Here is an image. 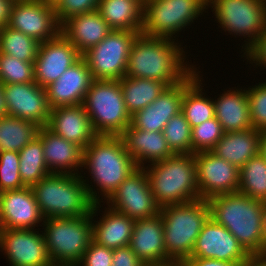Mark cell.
Instances as JSON below:
<instances>
[{
    "label": "cell",
    "mask_w": 266,
    "mask_h": 266,
    "mask_svg": "<svg viewBox=\"0 0 266 266\" xmlns=\"http://www.w3.org/2000/svg\"><path fill=\"white\" fill-rule=\"evenodd\" d=\"M175 40L139 33L131 47L124 76L152 79L167 86L182 82L195 68L184 61L185 51Z\"/></svg>",
    "instance_id": "cell-1"
},
{
    "label": "cell",
    "mask_w": 266,
    "mask_h": 266,
    "mask_svg": "<svg viewBox=\"0 0 266 266\" xmlns=\"http://www.w3.org/2000/svg\"><path fill=\"white\" fill-rule=\"evenodd\" d=\"M83 178L80 174L49 173L31 187L44 219L91 214L98 195Z\"/></svg>",
    "instance_id": "cell-2"
},
{
    "label": "cell",
    "mask_w": 266,
    "mask_h": 266,
    "mask_svg": "<svg viewBox=\"0 0 266 266\" xmlns=\"http://www.w3.org/2000/svg\"><path fill=\"white\" fill-rule=\"evenodd\" d=\"M208 205L210 217L227 228L250 255L266 254L264 201L234 192L215 196Z\"/></svg>",
    "instance_id": "cell-3"
},
{
    "label": "cell",
    "mask_w": 266,
    "mask_h": 266,
    "mask_svg": "<svg viewBox=\"0 0 266 266\" xmlns=\"http://www.w3.org/2000/svg\"><path fill=\"white\" fill-rule=\"evenodd\" d=\"M143 168L159 208L200 199L194 154H174Z\"/></svg>",
    "instance_id": "cell-4"
},
{
    "label": "cell",
    "mask_w": 266,
    "mask_h": 266,
    "mask_svg": "<svg viewBox=\"0 0 266 266\" xmlns=\"http://www.w3.org/2000/svg\"><path fill=\"white\" fill-rule=\"evenodd\" d=\"M83 167L89 170L99 188L98 203H101L99 196L107 201L137 168L120 136H97L83 149Z\"/></svg>",
    "instance_id": "cell-5"
},
{
    "label": "cell",
    "mask_w": 266,
    "mask_h": 266,
    "mask_svg": "<svg viewBox=\"0 0 266 266\" xmlns=\"http://www.w3.org/2000/svg\"><path fill=\"white\" fill-rule=\"evenodd\" d=\"M164 244L167 256L184 263L192 253L195 241L210 218L207 200L198 199L183 204L167 205L160 208Z\"/></svg>",
    "instance_id": "cell-6"
},
{
    "label": "cell",
    "mask_w": 266,
    "mask_h": 266,
    "mask_svg": "<svg viewBox=\"0 0 266 266\" xmlns=\"http://www.w3.org/2000/svg\"><path fill=\"white\" fill-rule=\"evenodd\" d=\"M83 106L98 136H120L131 124L119 80H93Z\"/></svg>",
    "instance_id": "cell-7"
},
{
    "label": "cell",
    "mask_w": 266,
    "mask_h": 266,
    "mask_svg": "<svg viewBox=\"0 0 266 266\" xmlns=\"http://www.w3.org/2000/svg\"><path fill=\"white\" fill-rule=\"evenodd\" d=\"M44 240L53 264H74L93 240L92 215L76 218H47L43 221Z\"/></svg>",
    "instance_id": "cell-8"
},
{
    "label": "cell",
    "mask_w": 266,
    "mask_h": 266,
    "mask_svg": "<svg viewBox=\"0 0 266 266\" xmlns=\"http://www.w3.org/2000/svg\"><path fill=\"white\" fill-rule=\"evenodd\" d=\"M206 7L208 0H146L141 33L174 39V34L191 25Z\"/></svg>",
    "instance_id": "cell-9"
},
{
    "label": "cell",
    "mask_w": 266,
    "mask_h": 266,
    "mask_svg": "<svg viewBox=\"0 0 266 266\" xmlns=\"http://www.w3.org/2000/svg\"><path fill=\"white\" fill-rule=\"evenodd\" d=\"M209 5L225 32L249 38L242 46L244 55L266 29V0H208Z\"/></svg>",
    "instance_id": "cell-10"
},
{
    "label": "cell",
    "mask_w": 266,
    "mask_h": 266,
    "mask_svg": "<svg viewBox=\"0 0 266 266\" xmlns=\"http://www.w3.org/2000/svg\"><path fill=\"white\" fill-rule=\"evenodd\" d=\"M141 32L112 30L99 44L82 54L95 80L124 77L131 47Z\"/></svg>",
    "instance_id": "cell-11"
},
{
    "label": "cell",
    "mask_w": 266,
    "mask_h": 266,
    "mask_svg": "<svg viewBox=\"0 0 266 266\" xmlns=\"http://www.w3.org/2000/svg\"><path fill=\"white\" fill-rule=\"evenodd\" d=\"M107 205L131 219H147L160 212L146 171L137 167L107 200Z\"/></svg>",
    "instance_id": "cell-12"
},
{
    "label": "cell",
    "mask_w": 266,
    "mask_h": 266,
    "mask_svg": "<svg viewBox=\"0 0 266 266\" xmlns=\"http://www.w3.org/2000/svg\"><path fill=\"white\" fill-rule=\"evenodd\" d=\"M7 27L18 30L42 43L60 33L55 6L45 0L14 1Z\"/></svg>",
    "instance_id": "cell-13"
},
{
    "label": "cell",
    "mask_w": 266,
    "mask_h": 266,
    "mask_svg": "<svg viewBox=\"0 0 266 266\" xmlns=\"http://www.w3.org/2000/svg\"><path fill=\"white\" fill-rule=\"evenodd\" d=\"M194 159L201 199L208 201L215 196L238 192L239 168L212 151L196 152Z\"/></svg>",
    "instance_id": "cell-14"
},
{
    "label": "cell",
    "mask_w": 266,
    "mask_h": 266,
    "mask_svg": "<svg viewBox=\"0 0 266 266\" xmlns=\"http://www.w3.org/2000/svg\"><path fill=\"white\" fill-rule=\"evenodd\" d=\"M0 248L11 266H50L43 233L34 229L0 228Z\"/></svg>",
    "instance_id": "cell-15"
},
{
    "label": "cell",
    "mask_w": 266,
    "mask_h": 266,
    "mask_svg": "<svg viewBox=\"0 0 266 266\" xmlns=\"http://www.w3.org/2000/svg\"><path fill=\"white\" fill-rule=\"evenodd\" d=\"M249 256L234 235L210 217L201 229L189 258H211L243 264Z\"/></svg>",
    "instance_id": "cell-16"
},
{
    "label": "cell",
    "mask_w": 266,
    "mask_h": 266,
    "mask_svg": "<svg viewBox=\"0 0 266 266\" xmlns=\"http://www.w3.org/2000/svg\"><path fill=\"white\" fill-rule=\"evenodd\" d=\"M81 57L76 47L60 32L53 39L39 44L33 63L35 82L40 87H47Z\"/></svg>",
    "instance_id": "cell-17"
},
{
    "label": "cell",
    "mask_w": 266,
    "mask_h": 266,
    "mask_svg": "<svg viewBox=\"0 0 266 266\" xmlns=\"http://www.w3.org/2000/svg\"><path fill=\"white\" fill-rule=\"evenodd\" d=\"M1 85L8 115L33 122L40 128L47 125L51 109L44 87L36 82Z\"/></svg>",
    "instance_id": "cell-18"
},
{
    "label": "cell",
    "mask_w": 266,
    "mask_h": 266,
    "mask_svg": "<svg viewBox=\"0 0 266 266\" xmlns=\"http://www.w3.org/2000/svg\"><path fill=\"white\" fill-rule=\"evenodd\" d=\"M196 77L197 68L182 82L167 86L156 100L131 116V125L140 130L162 132L171 117L181 112L183 91Z\"/></svg>",
    "instance_id": "cell-19"
},
{
    "label": "cell",
    "mask_w": 266,
    "mask_h": 266,
    "mask_svg": "<svg viewBox=\"0 0 266 266\" xmlns=\"http://www.w3.org/2000/svg\"><path fill=\"white\" fill-rule=\"evenodd\" d=\"M42 221L31 187L0 193V228L34 229Z\"/></svg>",
    "instance_id": "cell-20"
},
{
    "label": "cell",
    "mask_w": 266,
    "mask_h": 266,
    "mask_svg": "<svg viewBox=\"0 0 266 266\" xmlns=\"http://www.w3.org/2000/svg\"><path fill=\"white\" fill-rule=\"evenodd\" d=\"M93 80L86 61L81 57L56 81L45 87L50 109L59 106L83 105Z\"/></svg>",
    "instance_id": "cell-21"
},
{
    "label": "cell",
    "mask_w": 266,
    "mask_h": 266,
    "mask_svg": "<svg viewBox=\"0 0 266 266\" xmlns=\"http://www.w3.org/2000/svg\"><path fill=\"white\" fill-rule=\"evenodd\" d=\"M46 127L82 149L98 136L83 105L52 108Z\"/></svg>",
    "instance_id": "cell-22"
},
{
    "label": "cell",
    "mask_w": 266,
    "mask_h": 266,
    "mask_svg": "<svg viewBox=\"0 0 266 266\" xmlns=\"http://www.w3.org/2000/svg\"><path fill=\"white\" fill-rule=\"evenodd\" d=\"M129 247L144 263L171 261L164 244L162 216L135 220Z\"/></svg>",
    "instance_id": "cell-23"
},
{
    "label": "cell",
    "mask_w": 266,
    "mask_h": 266,
    "mask_svg": "<svg viewBox=\"0 0 266 266\" xmlns=\"http://www.w3.org/2000/svg\"><path fill=\"white\" fill-rule=\"evenodd\" d=\"M43 153L50 173L81 174L83 168V149L58 136L46 126L39 128Z\"/></svg>",
    "instance_id": "cell-24"
},
{
    "label": "cell",
    "mask_w": 266,
    "mask_h": 266,
    "mask_svg": "<svg viewBox=\"0 0 266 266\" xmlns=\"http://www.w3.org/2000/svg\"><path fill=\"white\" fill-rule=\"evenodd\" d=\"M120 137L137 167L143 168L146 162L151 164L174 155L163 132L140 130L130 124Z\"/></svg>",
    "instance_id": "cell-25"
},
{
    "label": "cell",
    "mask_w": 266,
    "mask_h": 266,
    "mask_svg": "<svg viewBox=\"0 0 266 266\" xmlns=\"http://www.w3.org/2000/svg\"><path fill=\"white\" fill-rule=\"evenodd\" d=\"M112 30L97 10L72 16L60 27V32L81 55L99 44Z\"/></svg>",
    "instance_id": "cell-26"
},
{
    "label": "cell",
    "mask_w": 266,
    "mask_h": 266,
    "mask_svg": "<svg viewBox=\"0 0 266 266\" xmlns=\"http://www.w3.org/2000/svg\"><path fill=\"white\" fill-rule=\"evenodd\" d=\"M99 206L100 203H95L91 211L93 241L112 250L128 246L135 220L108 207L104 216L94 221Z\"/></svg>",
    "instance_id": "cell-27"
},
{
    "label": "cell",
    "mask_w": 266,
    "mask_h": 266,
    "mask_svg": "<svg viewBox=\"0 0 266 266\" xmlns=\"http://www.w3.org/2000/svg\"><path fill=\"white\" fill-rule=\"evenodd\" d=\"M240 89V90H239ZM227 90L214 102V113L225 133L252 128L247 91Z\"/></svg>",
    "instance_id": "cell-28"
},
{
    "label": "cell",
    "mask_w": 266,
    "mask_h": 266,
    "mask_svg": "<svg viewBox=\"0 0 266 266\" xmlns=\"http://www.w3.org/2000/svg\"><path fill=\"white\" fill-rule=\"evenodd\" d=\"M260 135L261 132L253 127L243 131L224 133L211 151L240 169L259 153Z\"/></svg>",
    "instance_id": "cell-29"
},
{
    "label": "cell",
    "mask_w": 266,
    "mask_h": 266,
    "mask_svg": "<svg viewBox=\"0 0 266 266\" xmlns=\"http://www.w3.org/2000/svg\"><path fill=\"white\" fill-rule=\"evenodd\" d=\"M97 11L113 30H142L143 4L139 0H100Z\"/></svg>",
    "instance_id": "cell-30"
},
{
    "label": "cell",
    "mask_w": 266,
    "mask_h": 266,
    "mask_svg": "<svg viewBox=\"0 0 266 266\" xmlns=\"http://www.w3.org/2000/svg\"><path fill=\"white\" fill-rule=\"evenodd\" d=\"M120 81L124 103L132 116L156 100L166 89L163 82L124 76Z\"/></svg>",
    "instance_id": "cell-31"
},
{
    "label": "cell",
    "mask_w": 266,
    "mask_h": 266,
    "mask_svg": "<svg viewBox=\"0 0 266 266\" xmlns=\"http://www.w3.org/2000/svg\"><path fill=\"white\" fill-rule=\"evenodd\" d=\"M199 73L197 71V77L183 91L181 103V112L191 128L215 117L214 102L202 92Z\"/></svg>",
    "instance_id": "cell-32"
},
{
    "label": "cell",
    "mask_w": 266,
    "mask_h": 266,
    "mask_svg": "<svg viewBox=\"0 0 266 266\" xmlns=\"http://www.w3.org/2000/svg\"><path fill=\"white\" fill-rule=\"evenodd\" d=\"M39 126L33 122L14 116H2L0 118V152H19L39 131Z\"/></svg>",
    "instance_id": "cell-33"
},
{
    "label": "cell",
    "mask_w": 266,
    "mask_h": 266,
    "mask_svg": "<svg viewBox=\"0 0 266 266\" xmlns=\"http://www.w3.org/2000/svg\"><path fill=\"white\" fill-rule=\"evenodd\" d=\"M20 178L25 187H32L49 174L41 137L37 135L19 151Z\"/></svg>",
    "instance_id": "cell-34"
},
{
    "label": "cell",
    "mask_w": 266,
    "mask_h": 266,
    "mask_svg": "<svg viewBox=\"0 0 266 266\" xmlns=\"http://www.w3.org/2000/svg\"><path fill=\"white\" fill-rule=\"evenodd\" d=\"M238 192L266 201V161L259 153L239 169Z\"/></svg>",
    "instance_id": "cell-35"
},
{
    "label": "cell",
    "mask_w": 266,
    "mask_h": 266,
    "mask_svg": "<svg viewBox=\"0 0 266 266\" xmlns=\"http://www.w3.org/2000/svg\"><path fill=\"white\" fill-rule=\"evenodd\" d=\"M40 42L13 28L0 27V53L34 63Z\"/></svg>",
    "instance_id": "cell-36"
},
{
    "label": "cell",
    "mask_w": 266,
    "mask_h": 266,
    "mask_svg": "<svg viewBox=\"0 0 266 266\" xmlns=\"http://www.w3.org/2000/svg\"><path fill=\"white\" fill-rule=\"evenodd\" d=\"M192 128L182 112L171 117L163 129V135L174 154H192Z\"/></svg>",
    "instance_id": "cell-37"
},
{
    "label": "cell",
    "mask_w": 266,
    "mask_h": 266,
    "mask_svg": "<svg viewBox=\"0 0 266 266\" xmlns=\"http://www.w3.org/2000/svg\"><path fill=\"white\" fill-rule=\"evenodd\" d=\"M35 82L34 65L0 53V83L17 84Z\"/></svg>",
    "instance_id": "cell-38"
},
{
    "label": "cell",
    "mask_w": 266,
    "mask_h": 266,
    "mask_svg": "<svg viewBox=\"0 0 266 266\" xmlns=\"http://www.w3.org/2000/svg\"><path fill=\"white\" fill-rule=\"evenodd\" d=\"M224 133L216 117L193 127L191 131L192 154L211 151Z\"/></svg>",
    "instance_id": "cell-39"
},
{
    "label": "cell",
    "mask_w": 266,
    "mask_h": 266,
    "mask_svg": "<svg viewBox=\"0 0 266 266\" xmlns=\"http://www.w3.org/2000/svg\"><path fill=\"white\" fill-rule=\"evenodd\" d=\"M19 152H0V193L25 187L20 178Z\"/></svg>",
    "instance_id": "cell-40"
},
{
    "label": "cell",
    "mask_w": 266,
    "mask_h": 266,
    "mask_svg": "<svg viewBox=\"0 0 266 266\" xmlns=\"http://www.w3.org/2000/svg\"><path fill=\"white\" fill-rule=\"evenodd\" d=\"M250 120L254 129L266 130V81L248 88Z\"/></svg>",
    "instance_id": "cell-41"
},
{
    "label": "cell",
    "mask_w": 266,
    "mask_h": 266,
    "mask_svg": "<svg viewBox=\"0 0 266 266\" xmlns=\"http://www.w3.org/2000/svg\"><path fill=\"white\" fill-rule=\"evenodd\" d=\"M100 0H59L55 6L56 17L61 25L72 16L97 10Z\"/></svg>",
    "instance_id": "cell-42"
},
{
    "label": "cell",
    "mask_w": 266,
    "mask_h": 266,
    "mask_svg": "<svg viewBox=\"0 0 266 266\" xmlns=\"http://www.w3.org/2000/svg\"><path fill=\"white\" fill-rule=\"evenodd\" d=\"M113 250L92 240L76 266H111Z\"/></svg>",
    "instance_id": "cell-43"
},
{
    "label": "cell",
    "mask_w": 266,
    "mask_h": 266,
    "mask_svg": "<svg viewBox=\"0 0 266 266\" xmlns=\"http://www.w3.org/2000/svg\"><path fill=\"white\" fill-rule=\"evenodd\" d=\"M144 263L136 256L128 246L119 247L113 250L111 266H143Z\"/></svg>",
    "instance_id": "cell-44"
},
{
    "label": "cell",
    "mask_w": 266,
    "mask_h": 266,
    "mask_svg": "<svg viewBox=\"0 0 266 266\" xmlns=\"http://www.w3.org/2000/svg\"><path fill=\"white\" fill-rule=\"evenodd\" d=\"M245 55L243 57L250 60V63H254L256 66L259 65L263 69L266 68V29L259 37L257 43Z\"/></svg>",
    "instance_id": "cell-45"
},
{
    "label": "cell",
    "mask_w": 266,
    "mask_h": 266,
    "mask_svg": "<svg viewBox=\"0 0 266 266\" xmlns=\"http://www.w3.org/2000/svg\"><path fill=\"white\" fill-rule=\"evenodd\" d=\"M183 266H242L238 263H230L227 261L216 259H204V258H188Z\"/></svg>",
    "instance_id": "cell-46"
},
{
    "label": "cell",
    "mask_w": 266,
    "mask_h": 266,
    "mask_svg": "<svg viewBox=\"0 0 266 266\" xmlns=\"http://www.w3.org/2000/svg\"><path fill=\"white\" fill-rule=\"evenodd\" d=\"M13 0H0V27L7 25Z\"/></svg>",
    "instance_id": "cell-47"
},
{
    "label": "cell",
    "mask_w": 266,
    "mask_h": 266,
    "mask_svg": "<svg viewBox=\"0 0 266 266\" xmlns=\"http://www.w3.org/2000/svg\"><path fill=\"white\" fill-rule=\"evenodd\" d=\"M242 266H266V254L250 255Z\"/></svg>",
    "instance_id": "cell-48"
},
{
    "label": "cell",
    "mask_w": 266,
    "mask_h": 266,
    "mask_svg": "<svg viewBox=\"0 0 266 266\" xmlns=\"http://www.w3.org/2000/svg\"><path fill=\"white\" fill-rule=\"evenodd\" d=\"M7 115H8V109H7L6 100L4 96V89L0 83V118L2 116H7Z\"/></svg>",
    "instance_id": "cell-49"
},
{
    "label": "cell",
    "mask_w": 266,
    "mask_h": 266,
    "mask_svg": "<svg viewBox=\"0 0 266 266\" xmlns=\"http://www.w3.org/2000/svg\"><path fill=\"white\" fill-rule=\"evenodd\" d=\"M259 154L266 161V130L261 131L260 140H259Z\"/></svg>",
    "instance_id": "cell-50"
},
{
    "label": "cell",
    "mask_w": 266,
    "mask_h": 266,
    "mask_svg": "<svg viewBox=\"0 0 266 266\" xmlns=\"http://www.w3.org/2000/svg\"><path fill=\"white\" fill-rule=\"evenodd\" d=\"M143 266H183V264L171 260V261L164 262V263H150V264H144Z\"/></svg>",
    "instance_id": "cell-51"
},
{
    "label": "cell",
    "mask_w": 266,
    "mask_h": 266,
    "mask_svg": "<svg viewBox=\"0 0 266 266\" xmlns=\"http://www.w3.org/2000/svg\"><path fill=\"white\" fill-rule=\"evenodd\" d=\"M263 231H264V237H265V242H266V203L264 202V209H263Z\"/></svg>",
    "instance_id": "cell-52"
},
{
    "label": "cell",
    "mask_w": 266,
    "mask_h": 266,
    "mask_svg": "<svg viewBox=\"0 0 266 266\" xmlns=\"http://www.w3.org/2000/svg\"><path fill=\"white\" fill-rule=\"evenodd\" d=\"M48 4L55 5L59 0H45Z\"/></svg>",
    "instance_id": "cell-53"
},
{
    "label": "cell",
    "mask_w": 266,
    "mask_h": 266,
    "mask_svg": "<svg viewBox=\"0 0 266 266\" xmlns=\"http://www.w3.org/2000/svg\"><path fill=\"white\" fill-rule=\"evenodd\" d=\"M50 266H76L74 264H52Z\"/></svg>",
    "instance_id": "cell-54"
},
{
    "label": "cell",
    "mask_w": 266,
    "mask_h": 266,
    "mask_svg": "<svg viewBox=\"0 0 266 266\" xmlns=\"http://www.w3.org/2000/svg\"><path fill=\"white\" fill-rule=\"evenodd\" d=\"M142 4H144L146 2V0H139Z\"/></svg>",
    "instance_id": "cell-55"
}]
</instances>
